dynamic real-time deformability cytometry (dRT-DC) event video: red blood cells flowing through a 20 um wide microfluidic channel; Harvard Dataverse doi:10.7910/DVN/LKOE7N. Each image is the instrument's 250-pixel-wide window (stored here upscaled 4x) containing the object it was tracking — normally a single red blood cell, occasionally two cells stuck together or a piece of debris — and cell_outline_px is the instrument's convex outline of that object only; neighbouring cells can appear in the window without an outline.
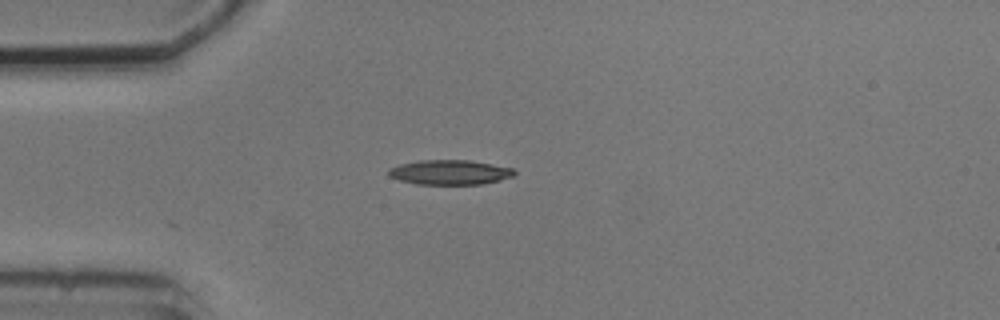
{"species": "common noctule bat (a hibernating species)", "species_latin": "Nyctalus noctula", "temperature_condition": "cold", "stored_images_in_passage": 1, "camera_frame_rate_fps": 3000, "um_per_image_px": 0.085, "animal": {"sex": "male", "body_mass_g": 20.5, "forearm_length_mm": 52.5}, "frame": {"image": 1, "passage_image": 1, "time_ms": 0.0, "image_size_px": [1000, 320], "cell_outline_px": [[516, 172], [512, 176], [500, 180], [480, 184], [416, 184], [400, 180], [388, 176], [388, 168], [400, 164], [420, 160], [468, 160], [492, 164], [512, 168]], "centroid_in_image_um": [38.2, 14.64], "position_along_channel_um": 46.8, "area_um2": 18.03}}